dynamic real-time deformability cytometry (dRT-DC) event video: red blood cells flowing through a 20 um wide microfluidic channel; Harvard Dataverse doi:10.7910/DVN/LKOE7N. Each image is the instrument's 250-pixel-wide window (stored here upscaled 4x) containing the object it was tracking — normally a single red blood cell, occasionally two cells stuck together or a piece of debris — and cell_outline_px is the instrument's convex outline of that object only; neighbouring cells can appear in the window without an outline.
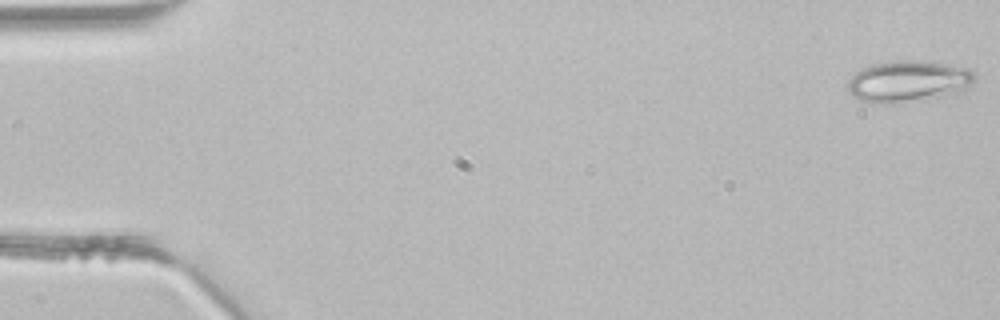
{"species": "common noctule bat (a hibernating species)", "species_latin": "Nyctalus noctula", "temperature_condition": "room temperature", "stored_images_in_passage": 3, "camera_frame_rate_fps": 3000, "um_per_image_px": 0.085, "animal": {"sex": "male", "body_mass_g": 21.5, "forearm_length_mm": 52.0}, "frame": {"image": 1, "passage_image": 1, "time_ms": 0.0, "image_size_px": [1000, 320], "cell_outline_px": [[976, 76], [968, 88], [964, 92], [920, 100], [892, 104], [884, 104], [860, 100], [852, 96], [848, 92], [848, 80], [856, 72], [872, 64], [900, 60], [912, 60], [944, 64], [968, 68]], "centroid_in_image_um": [77.2, 6.93], "position_along_channel_um": 7.8, "area_um2": 30.63}}